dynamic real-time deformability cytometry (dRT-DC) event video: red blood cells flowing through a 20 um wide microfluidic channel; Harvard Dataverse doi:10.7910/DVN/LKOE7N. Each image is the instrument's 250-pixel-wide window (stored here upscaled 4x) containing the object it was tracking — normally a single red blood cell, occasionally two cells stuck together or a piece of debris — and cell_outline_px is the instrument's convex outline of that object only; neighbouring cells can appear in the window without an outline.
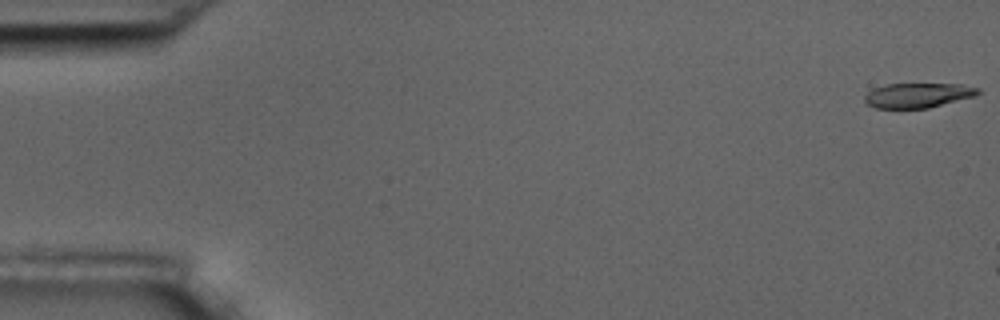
{"species": "common noctule bat (a hibernating species)", "species_latin": "Nyctalus noctula", "temperature_condition": "room temperature", "stored_images_in_passage": 8, "camera_frame_rate_fps": 3000, "um_per_image_px": 0.085, "animal": {"sex": "male", "body_mass_g": 17.5, "forearm_length_mm": 52.3}, "frame": {"image": 1, "passage_image": 1, "time_ms": 0.0, "image_size_px": [1000, 320], "cell_outline_px": [[980, 92], [976, 96], [928, 108], [876, 108], [868, 104], [864, 100], [864, 96], [868, 92], [884, 84], [960, 84], [980, 88]], "centroid_in_image_um": [78.05, 8.1], "position_along_channel_um": 7.0, "area_um2": 16.3}}